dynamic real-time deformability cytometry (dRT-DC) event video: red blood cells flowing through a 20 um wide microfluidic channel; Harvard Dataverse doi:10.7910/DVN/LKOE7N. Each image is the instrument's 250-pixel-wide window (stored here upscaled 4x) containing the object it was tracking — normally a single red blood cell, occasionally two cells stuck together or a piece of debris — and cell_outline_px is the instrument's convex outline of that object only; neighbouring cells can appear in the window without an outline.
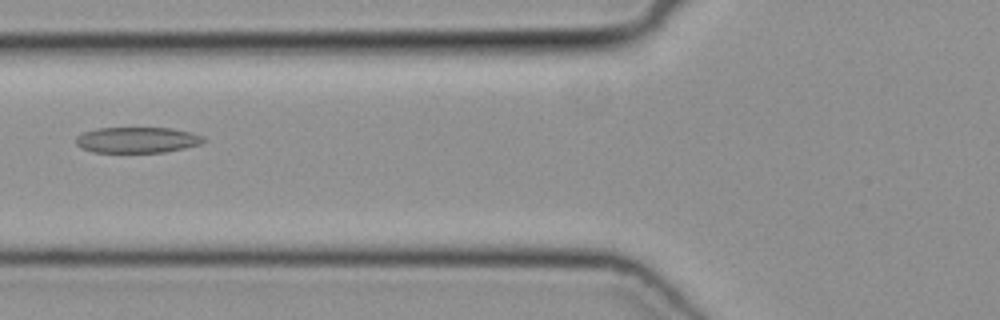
{"species": "common noctule bat (a hibernating species)", "species_latin": "Nyctalus noctula", "temperature_condition": "cold", "stored_images_in_passage": 36, "camera_frame_rate_fps": 3000, "um_per_image_px": 0.085, "animal": {"sex": "female", "body_mass_g": 19.3, "forearm_length_mm": 54.1}, "frame": {"image": 1, "passage_image": 6, "time_ms": 1.667, "image_size_px": [1000, 320], "cell_outline_px": [[208, 140], [200, 144], [184, 148], [164, 152], [92, 152], [80, 148], [76, 144], [76, 136], [84, 132], [96, 128], [172, 128], [192, 132], [204, 136]], "centroid_in_image_um": [11.68, 11.89], "position_along_channel_um": 114.1, "area_um2": 19.36}}
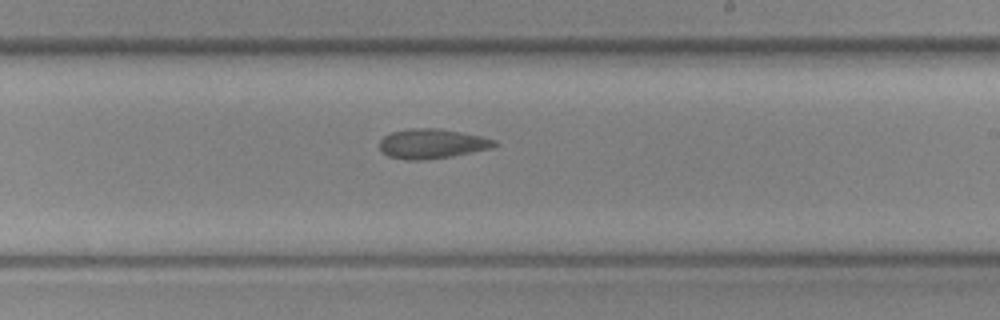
{"frame": {"image": 2, "passage_image": 16, "time_ms": 5.0, "image_size_px": [1000, 320], "cell_outline_px": [[500, 144], [492, 148], [452, 156], [420, 160], [404, 160], [388, 156], [380, 148], [380, 140], [384, 136], [392, 132], [408, 128], [440, 128], [480, 136], [496, 140]], "centroid_in_image_um": [36.73, 12.21], "position_along_channel_um": 252.3, "area_um2": 19.88}}
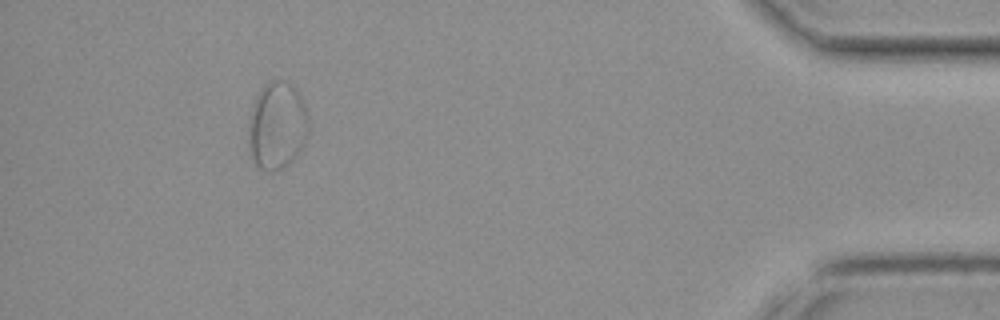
{"frame": {"image": 3, "passage_image": 32, "time_ms": 10.333, "image_size_px": [1000, 320], "cell_outline_px": [[308, 132], [304, 144], [296, 156], [292, 160], [276, 172], [272, 172], [260, 168], [256, 164], [248, 148], [248, 140], [252, 104], [264, 84], [268, 80], [288, 80], [296, 88], [304, 104], [308, 116]], "centroid_in_image_um": [23.56, 10.66], "position_along_channel_um": 411.6, "area_um2": 30.75}}